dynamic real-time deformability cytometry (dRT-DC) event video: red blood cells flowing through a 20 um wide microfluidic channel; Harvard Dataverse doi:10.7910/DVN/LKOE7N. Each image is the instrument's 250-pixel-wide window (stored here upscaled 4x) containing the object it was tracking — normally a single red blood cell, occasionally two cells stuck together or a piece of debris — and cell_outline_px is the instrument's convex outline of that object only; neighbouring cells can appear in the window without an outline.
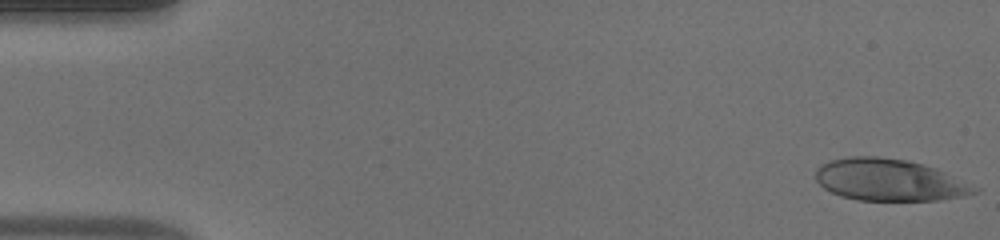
{"species": "human", "species_latin": "Homo sapiens", "temperature_condition": "warm", "stored_images_in_passage": 48, "camera_frame_rate_fps": 3000, "um_per_image_px": 0.085, "donor": {"sex": "male"}, "frame": {"image": 1, "passage_image": 1, "time_ms": 0.0, "image_size_px": [1000, 240], "cell_outline_px": [[980, 192], [960, 196], [936, 200], [856, 200], [840, 196], [824, 188], [816, 180], [816, 168], [832, 160], [848, 156], [876, 156], [908, 160], [944, 172], [980, 188]], "centroid_in_image_um": [75.57, 15.3], "position_along_channel_um": 9.4, "area_um2": 38.38}}
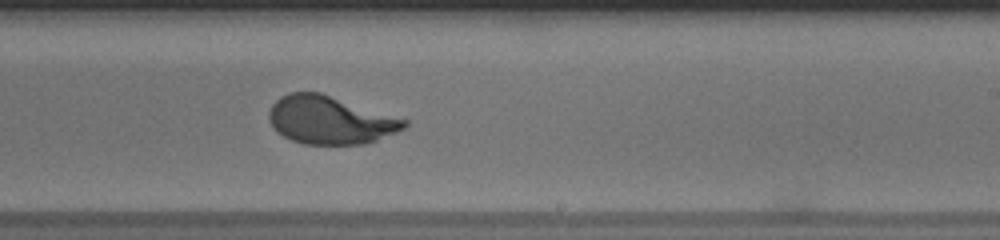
{"frame": {"image": 2, "passage_image": 29, "time_ms": 9.333, "image_size_px": [1000, 240], "cell_outline_px": [[408, 124], [404, 128], [396, 132], [376, 140], [364, 144], [304, 144], [292, 140], [276, 132], [268, 120], [268, 112], [272, 104], [280, 96], [288, 92], [320, 92], [408, 120]], "centroid_in_image_um": [28.02, 10.2], "position_along_channel_um": 261.0, "area_um2": 37.86}}
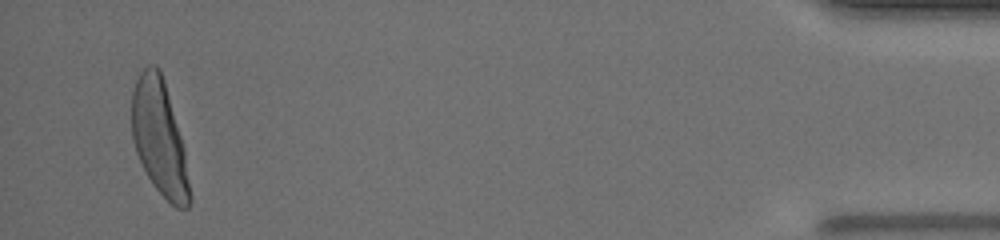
{"frame": {"image": 3, "passage_image": 46, "time_ms": 15.0, "image_size_px": [1000, 240], "cell_outline_px": [[192, 200], [188, 208], [176, 208], [156, 188], [148, 176], [136, 152], [132, 140], [132, 92], [136, 80], [140, 72], [148, 64], [156, 64], [160, 68], [164, 80], [184, 148], [192, 196]], "centroid_in_image_um": [13.56, 11.71], "position_along_channel_um": 421.6, "area_um2": 38.73}, "authors_computed_cell_mechanics": {"area_um2": 38.4659, "velocity_mm_per_s": 4.2546, "shape_relaxation_time_tau1_ms": 4.1229, "shape_relaxation_time_tau2_ms": null, "deformation_change_tau1": 0.2244, "deformation_change_tau2": null}}